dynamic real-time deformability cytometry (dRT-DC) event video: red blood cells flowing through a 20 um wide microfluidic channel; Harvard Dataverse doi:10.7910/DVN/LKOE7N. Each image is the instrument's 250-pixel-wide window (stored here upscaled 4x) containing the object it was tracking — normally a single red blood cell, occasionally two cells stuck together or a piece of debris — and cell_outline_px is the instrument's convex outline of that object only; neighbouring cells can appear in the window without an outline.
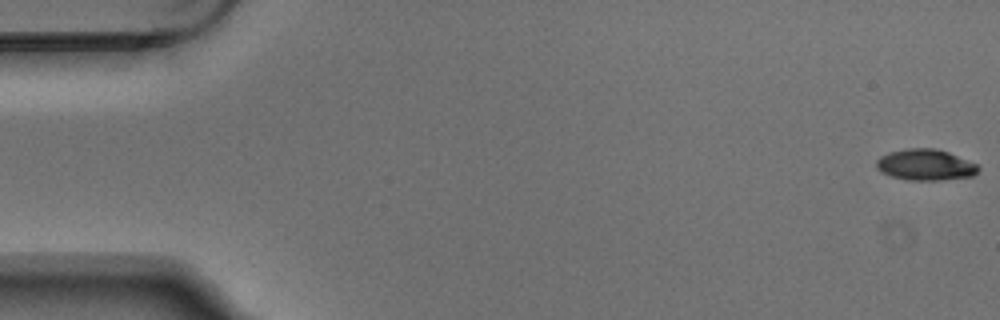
{"species": "Egyptian fruit bat (a non-hibernating species)", "species_latin": "Rousettus aegyptiacus", "temperature_condition": "warm", "stored_images_in_passage": 5, "camera_frame_rate_fps": 3000, "um_per_image_px": 0.085, "animal": {"sex": "male"}, "frame": {"image": 1, "passage_image": 1, "time_ms": 0.0, "image_size_px": [1000, 320], "cell_outline_px": [[980, 168], [972, 176], [940, 180], [908, 180], [892, 176], [880, 172], [876, 168], [876, 160], [880, 156], [888, 152], [908, 148], [932, 148], [948, 152], [976, 164]], "centroid_in_image_um": [78.61, 14.01], "position_along_channel_um": 6.4, "area_um2": 18.38}}
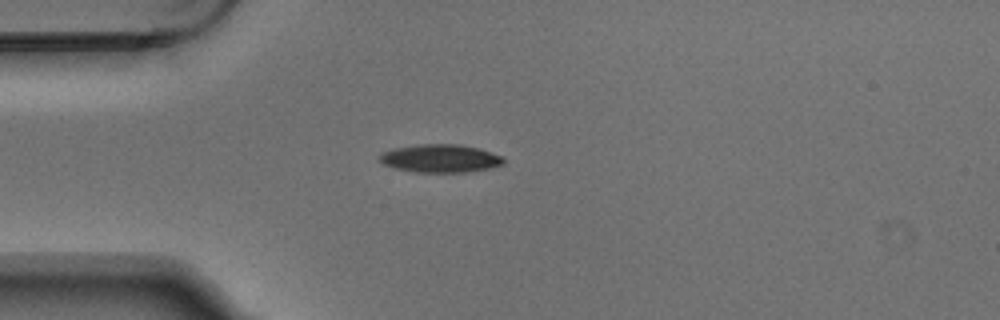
{"frame": {"image": 2, "passage_image": 5, "time_ms": 1.333, "image_size_px": [1000, 320], "cell_outline_px": [[504, 164], [488, 168], [464, 172], [416, 172], [396, 168], [384, 164], [380, 160], [380, 156], [384, 152], [396, 148], [416, 144], [460, 144], [480, 148], [500, 156], [504, 160]], "centroid_in_image_um": [37.44, 13.45], "position_along_channel_um": 47.6, "area_um2": 20.0}}